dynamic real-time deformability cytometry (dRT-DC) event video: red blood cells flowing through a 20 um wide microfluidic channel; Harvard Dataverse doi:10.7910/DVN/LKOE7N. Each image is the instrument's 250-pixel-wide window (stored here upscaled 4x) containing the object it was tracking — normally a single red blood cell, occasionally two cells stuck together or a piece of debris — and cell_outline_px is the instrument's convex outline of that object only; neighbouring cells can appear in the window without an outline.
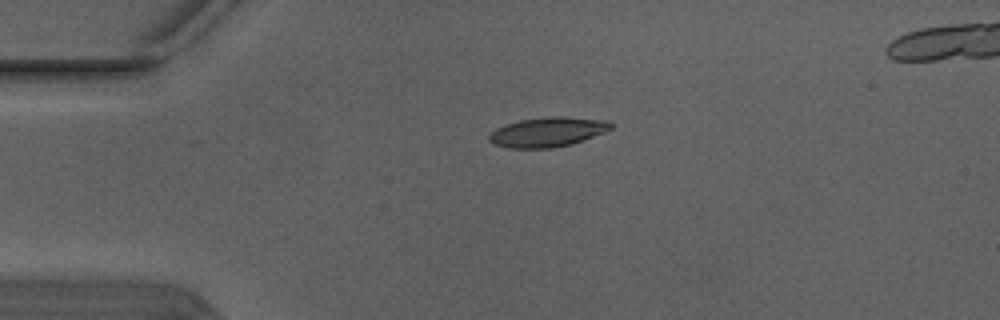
{"species": "Egyptian fruit bat (a non-hibernating species)", "species_latin": "Rousettus aegyptiacus", "temperature_condition": "warm", "stored_images_in_passage": 2, "camera_frame_rate_fps": 3000, "um_per_image_px": 0.085, "animal": {"sex": "male"}, "frame": {"image": 1, "passage_image": 1, "time_ms": 0.0, "image_size_px": [1000, 320], "cell_outline_px": [[612, 128], [604, 132], [572, 144], [552, 148], [508, 148], [496, 144], [488, 140], [488, 136], [496, 128], [504, 124], [520, 120], [544, 116], [564, 116], [608, 120], [612, 124]], "centroid_in_image_um": [46.54, 11.21], "position_along_channel_um": 38.5, "area_um2": 21.15}}